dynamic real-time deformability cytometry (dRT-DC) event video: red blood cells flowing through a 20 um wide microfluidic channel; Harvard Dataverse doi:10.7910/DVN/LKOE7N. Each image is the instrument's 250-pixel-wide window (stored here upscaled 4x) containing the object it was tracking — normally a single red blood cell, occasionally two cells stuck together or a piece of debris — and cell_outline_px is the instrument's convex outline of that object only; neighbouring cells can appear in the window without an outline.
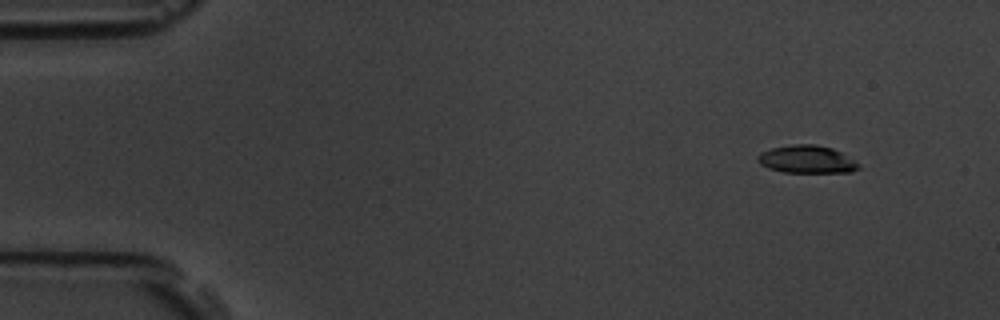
{"species": "common noctule bat (a hibernating species)", "species_latin": "Nyctalus noctula", "temperature_condition": "room temperature", "stored_images_in_passage": 6, "camera_frame_rate_fps": 3000, "um_per_image_px": 0.085, "animal": {"sex": "male", "body_mass_g": 19.5, "forearm_length_mm": 54.6}, "frame": {"image": 1, "passage_image": 2, "time_ms": 1.0, "image_size_px": [1000, 320], "cell_outline_px": [[860, 168], [852, 172], [784, 172], [768, 168], [760, 164], [756, 160], [756, 156], [760, 152], [772, 148], [792, 144], [816, 144], [832, 148], [840, 152], [860, 164]], "centroid_in_image_um": [68.55, 13.54], "position_along_channel_um": 16.4, "area_um2": 16.36}}
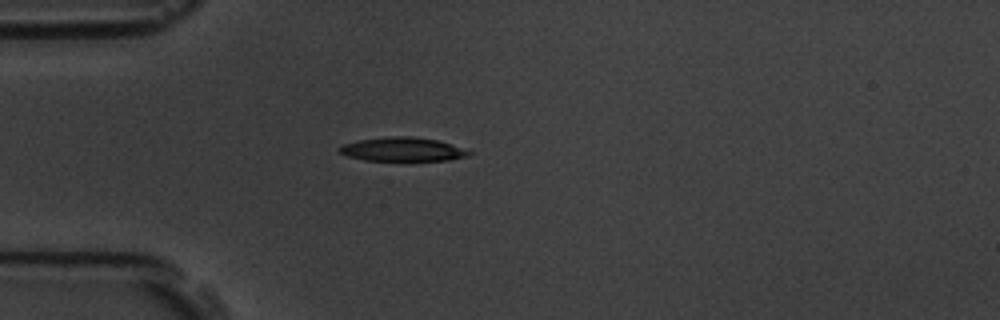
{"frame": {"image": 2, "passage_image": 5, "time_ms": 4.667, "image_size_px": [1000, 320], "cell_outline_px": [[476, 152], [468, 156], [448, 160], [364, 160], [348, 156], [340, 152], [336, 148], [344, 144], [360, 140], [388, 136], [412, 136], [436, 140]], "centroid_in_image_um": [34.23, 12.69], "position_along_channel_um": 50.8, "area_um2": 17.86}}